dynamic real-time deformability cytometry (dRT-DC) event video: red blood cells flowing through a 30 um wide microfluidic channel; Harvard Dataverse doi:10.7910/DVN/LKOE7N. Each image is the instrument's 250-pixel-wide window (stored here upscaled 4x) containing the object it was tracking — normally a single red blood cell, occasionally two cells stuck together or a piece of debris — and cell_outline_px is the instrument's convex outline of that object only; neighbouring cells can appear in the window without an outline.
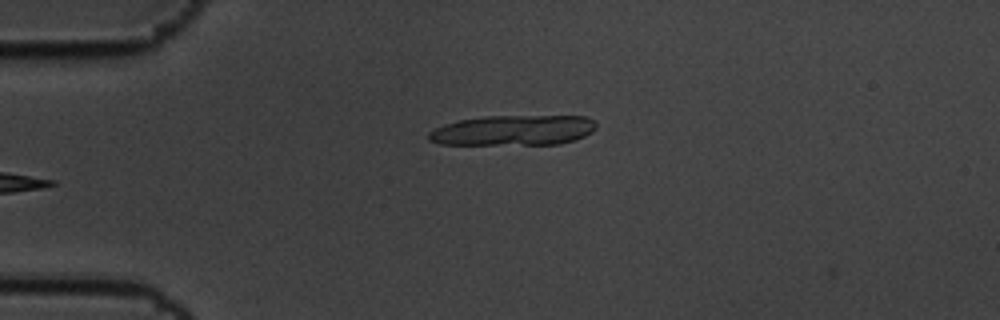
{"species": "common noctule bat (a hibernating species)", "species_latin": "Nyctalus noctula", "temperature_condition": "cold", "stored_images_in_passage": 3, "camera_frame_rate_fps": 3000, "um_per_image_px": 0.085, "animal": {"sex": "male", "body_mass_g": 19.5, "forearm_length_mm": 54.6}, "frame": {"image": 1, "passage_image": 1, "time_ms": 0.0, "image_size_px": [1000, 320], "cell_outline_px": [[596, 128], [592, 132], [576, 140], [560, 144], [440, 144], [428, 140], [428, 132], [444, 124], [460, 120], [484, 116], [584, 116], [596, 120]], "centroid_in_image_um": [43.66, 11.07], "position_along_channel_um": 41.3, "area_um2": 29.65}}